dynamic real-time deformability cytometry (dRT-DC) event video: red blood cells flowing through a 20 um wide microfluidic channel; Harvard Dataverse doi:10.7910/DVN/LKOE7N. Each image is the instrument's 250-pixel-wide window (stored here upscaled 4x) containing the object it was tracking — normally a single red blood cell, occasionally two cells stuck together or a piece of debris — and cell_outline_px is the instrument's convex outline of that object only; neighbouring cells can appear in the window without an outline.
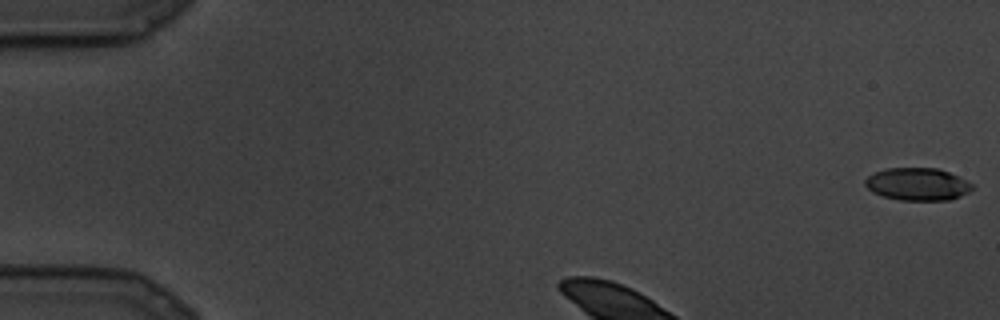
{"species": "common noctule bat (a hibernating species)", "species_latin": "Nyctalus noctula", "temperature_condition": "cold", "stored_images_in_passage": 7, "camera_frame_rate_fps": 3000, "um_per_image_px": 0.085, "animal": {"sex": "male", "body_mass_g": 19.5, "forearm_length_mm": 54.6}, "frame": {"image": 1, "passage_image": 1, "time_ms": 0.0, "image_size_px": [1000, 320], "cell_outline_px": [[972, 188], [968, 192], [960, 196], [948, 200], [900, 200], [884, 196], [872, 192], [864, 184], [864, 180], [868, 176], [884, 168], [936, 168], [948, 172], [972, 184]], "centroid_in_image_um": [77.94, 15.65], "position_along_channel_um": 7.1, "area_um2": 20.06}}